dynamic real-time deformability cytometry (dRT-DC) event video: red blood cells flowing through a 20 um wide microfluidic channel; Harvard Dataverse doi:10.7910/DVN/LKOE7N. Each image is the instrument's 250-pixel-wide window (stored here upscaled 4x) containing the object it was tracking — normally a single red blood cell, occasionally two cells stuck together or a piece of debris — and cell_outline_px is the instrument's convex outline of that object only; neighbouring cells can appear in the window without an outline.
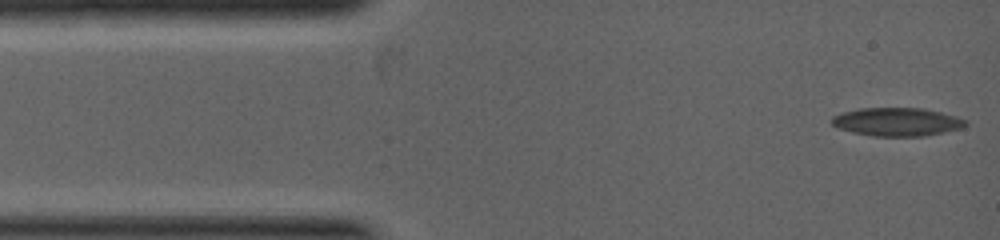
{"species": "common noctule bat (a hibernating species)", "species_latin": "Nyctalus noctula", "temperature_condition": "warm", "stored_images_in_passage": 3, "camera_frame_rate_fps": 5000, "um_per_image_px": 0.085, "animal": {"sex": "female", "body_mass_g": 19.0, "forearm_length_mm": 53.3}, "frame": {"image": 1, "passage_image": 1, "time_ms": 0.0, "image_size_px": [1000, 240], "cell_outline_px": [[968, 124], [960, 128], [944, 132], [924, 136], [872, 136], [852, 132], [840, 128], [832, 124], [832, 116], [844, 112], [860, 108], [924, 108], [956, 116], [964, 120]], "centroid_in_image_um": [76.24, 10.36], "position_along_channel_um": 8.8, "area_um2": 21.91}}
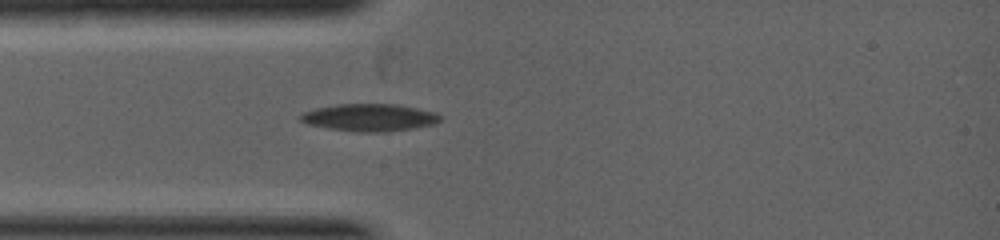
{"frame": {"image": 2, "passage_image": 3, "time_ms": 1.6, "image_size_px": [1000, 240], "cell_outline_px": [[444, 116], [440, 120], [432, 124], [412, 128], [384, 132], [356, 132], [328, 128], [308, 124], [300, 120], [296, 116], [300, 112], [316, 108], [336, 104], [396, 104], [436, 112]], "centroid_in_image_um": [31.36, 9.98], "position_along_channel_um": 53.6, "area_um2": 22.43}}